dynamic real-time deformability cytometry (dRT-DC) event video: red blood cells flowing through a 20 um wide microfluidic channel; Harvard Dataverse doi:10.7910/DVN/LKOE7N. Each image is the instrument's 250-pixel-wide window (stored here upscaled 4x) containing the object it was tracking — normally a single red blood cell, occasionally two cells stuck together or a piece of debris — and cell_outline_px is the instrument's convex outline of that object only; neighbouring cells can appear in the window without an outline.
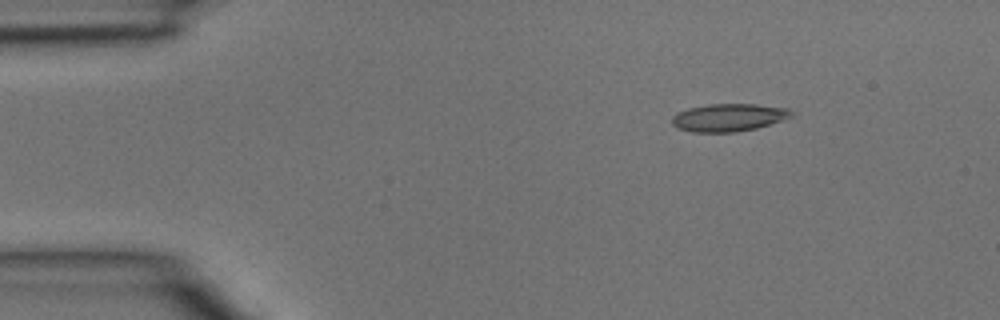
{"species": "common noctule bat (a hibernating species)", "species_latin": "Nyctalus noctula", "temperature_condition": "room temperature", "stored_images_in_passage": 4, "camera_frame_rate_fps": 3000, "um_per_image_px": 0.085, "animal": {"sex": "male", "body_mass_g": 15.6}, "frame": {"image": 1, "passage_image": 2, "time_ms": 0.333, "image_size_px": [1000, 320], "cell_outline_px": [[792, 116], [756, 128], [736, 132], [692, 132], [676, 128], [672, 124], [672, 116], [676, 112], [688, 108], [708, 104], [756, 104], [788, 108], [792, 112]], "centroid_in_image_um": [61.87, 9.98], "position_along_channel_um": 23.1, "area_um2": 19.25}}
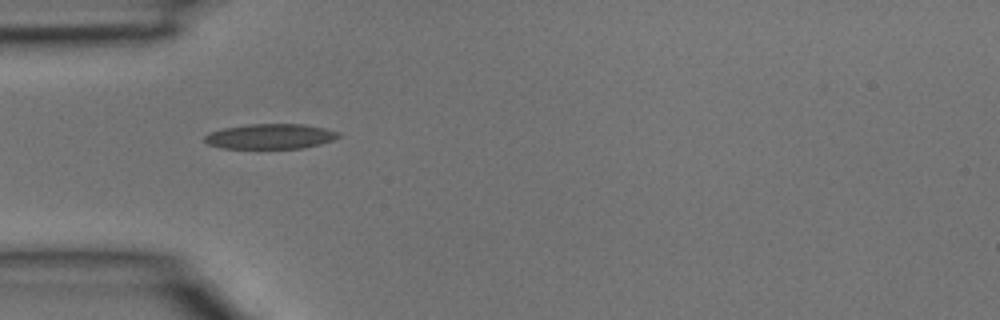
{"frame": {"image": 2, "passage_image": 4, "time_ms": 1.0, "image_size_px": [1000, 320], "cell_outline_px": [[340, 136], [332, 140], [320, 144], [304, 148], [224, 148], [208, 144], [204, 140], [204, 136], [208, 132], [224, 128], [248, 124], [304, 124], [324, 128], [340, 132]], "centroid_in_image_um": [22.98, 11.59], "position_along_channel_um": 62.0, "area_um2": 19.54}}